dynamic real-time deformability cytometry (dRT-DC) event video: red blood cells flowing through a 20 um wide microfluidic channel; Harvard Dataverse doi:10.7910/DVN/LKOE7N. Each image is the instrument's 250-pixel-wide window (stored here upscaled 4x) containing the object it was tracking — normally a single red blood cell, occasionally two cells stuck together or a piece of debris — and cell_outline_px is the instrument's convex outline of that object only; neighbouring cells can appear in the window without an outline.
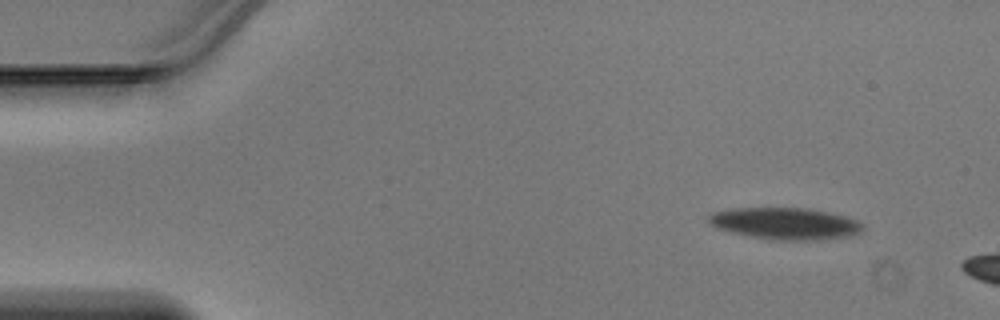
{"species": "Egyptian fruit bat (a non-hibernating species)", "species_latin": "Rousettus aegyptiacus", "temperature_condition": "warm", "stored_images_in_passage": 5, "camera_frame_rate_fps": 3000, "um_per_image_px": 0.085, "animal": {"sex": "male"}, "frame": {"image": 1, "passage_image": 1, "time_ms": 0.0, "image_size_px": [1000, 320], "cell_outline_px": [[864, 228], [860, 232], [848, 236], [820, 240], [772, 240], [732, 232], [716, 228], [708, 224], [708, 216], [712, 212], [732, 208], [808, 208], [828, 212], [844, 216], [856, 220], [864, 224]], "centroid_in_image_um": [66.73, 19.0], "position_along_channel_um": 18.3, "area_um2": 28.61}}